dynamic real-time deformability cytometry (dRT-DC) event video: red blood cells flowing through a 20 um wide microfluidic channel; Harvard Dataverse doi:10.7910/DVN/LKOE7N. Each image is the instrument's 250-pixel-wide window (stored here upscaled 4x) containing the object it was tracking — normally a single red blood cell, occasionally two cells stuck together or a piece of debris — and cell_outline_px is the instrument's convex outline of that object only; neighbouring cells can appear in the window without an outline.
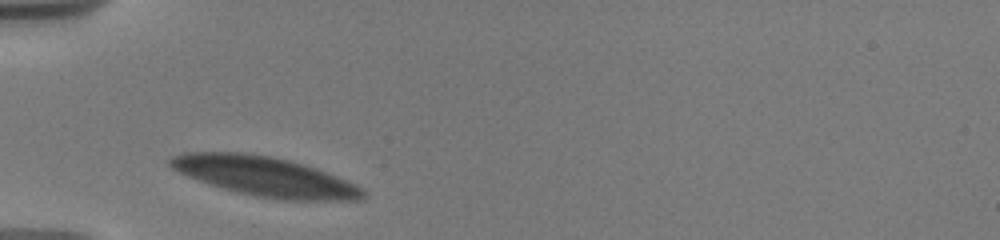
{"species": "human", "species_latin": "Homo sapiens", "temperature_condition": "warm", "stored_images_in_passage": 4, "camera_frame_rate_fps": 3000, "um_per_image_px": 0.085, "donor": {"sex": "male"}, "frame": {"image": 1, "passage_image": 1, "time_ms": 0.0, "image_size_px": [1000, 240], "cell_outline_px": [[368, 196], [364, 200], [284, 200], [256, 196], [224, 188], [188, 176], [172, 168], [168, 164], [168, 160], [172, 156], [184, 152], [244, 152], [272, 156], [304, 164], [316, 168], [348, 180], [364, 188], [368, 192]], "centroid_in_image_um": [22.61, 15.0], "position_along_channel_um": 62.4, "area_um2": 44.45}}
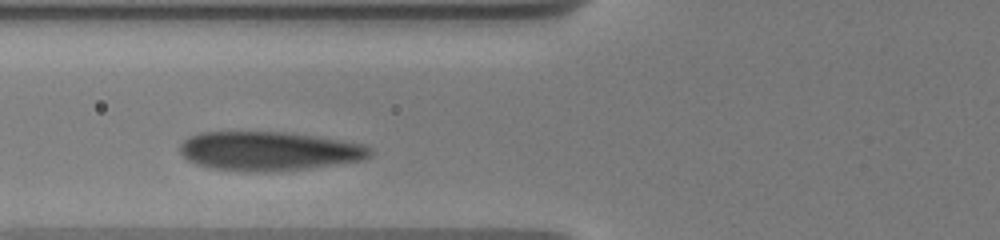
{"frame": {"image": 2, "passage_image": 3, "time_ms": 1.333, "image_size_px": [1000, 240], "cell_outline_px": [[372, 152], [368, 156], [360, 160], [308, 168], [268, 172], [256, 172], [212, 168], [196, 164], [188, 160], [180, 152], [180, 144], [188, 136], [200, 132], [288, 132], [316, 136], [364, 144], [372, 148]], "centroid_in_image_um": [22.83, 12.83], "position_along_channel_um": 103.0, "area_um2": 43.12}}
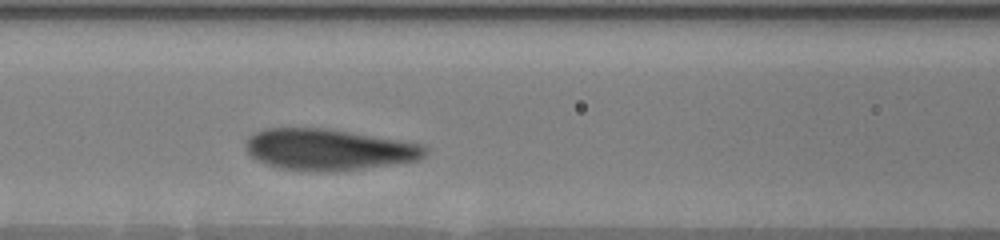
{"frame": {"image": 3, "passage_image": 4, "time_ms": 2.333, "image_size_px": [1000, 240], "cell_outline_px": [[428, 152], [420, 160], [336, 172], [324, 172], [280, 168], [256, 160], [244, 148], [244, 144], [248, 136], [264, 128], [328, 128], [424, 144], [428, 148]], "centroid_in_image_um": [27.94, 12.71], "position_along_channel_um": 138.7, "area_um2": 43.47}}